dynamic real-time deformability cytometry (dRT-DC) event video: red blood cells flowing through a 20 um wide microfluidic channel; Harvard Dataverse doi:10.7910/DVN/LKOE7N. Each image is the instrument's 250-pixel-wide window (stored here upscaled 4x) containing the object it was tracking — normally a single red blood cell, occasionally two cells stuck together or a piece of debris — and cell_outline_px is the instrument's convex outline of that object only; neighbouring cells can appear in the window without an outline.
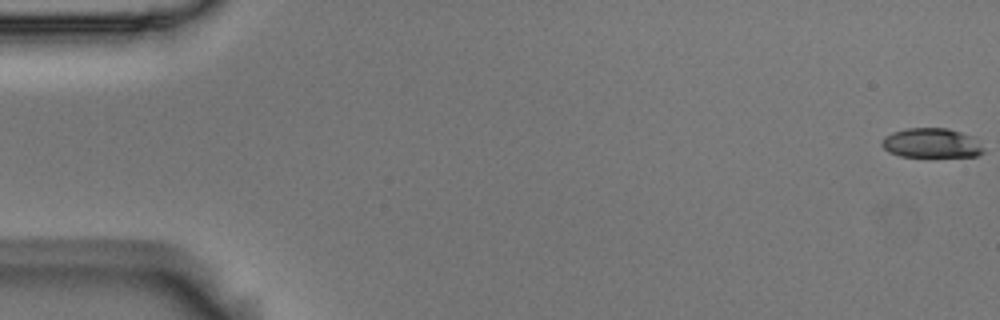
{"species": "Egyptian fruit bat (a non-hibernating species)", "species_latin": "Rousettus aegyptiacus", "temperature_condition": "room temperature", "stored_images_in_passage": 55, "camera_frame_rate_fps": 3000, "um_per_image_px": 0.085, "animal": {"sex": "male"}, "frame": {"image": 1, "passage_image": 1, "time_ms": 0.0, "image_size_px": [1000, 320], "cell_outline_px": [[984, 152], [976, 156], [900, 156], [888, 152], [880, 144], [880, 140], [884, 136], [892, 132], [904, 128], [948, 128], [972, 136], [984, 148]], "centroid_in_image_um": [79.13, 12.15], "position_along_channel_um": 5.9, "area_um2": 17.57}}
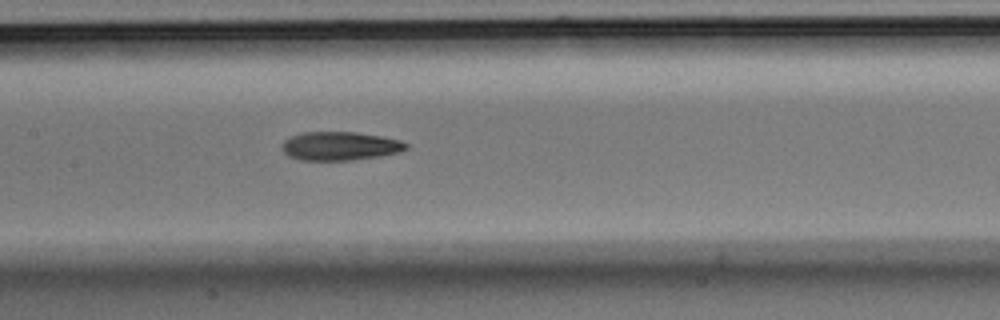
{"frame": {"image": 2, "passage_image": 27, "time_ms": 8.667, "image_size_px": [1000, 320], "cell_outline_px": [[408, 148], [400, 152], [380, 156], [352, 160], [300, 160], [288, 156], [280, 148], [280, 144], [284, 140], [292, 136], [304, 132], [356, 132], [380, 136], [400, 140], [408, 144]], "centroid_in_image_um": [28.88, 12.41], "position_along_channel_um": 178.5, "area_um2": 20.81}}
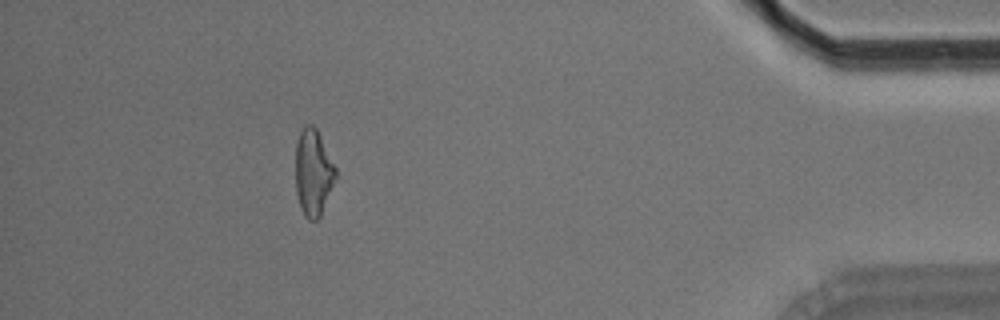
{"frame": {"image": 3, "passage_image": 50, "time_ms": 16.333, "image_size_px": [1000, 320], "cell_outline_px": [[336, 176], [320, 216], [316, 220], [308, 220], [304, 216], [300, 208], [296, 192], [296, 144], [300, 132], [304, 124], [312, 124], [316, 128], [336, 168]], "centroid_in_image_um": [26.6, 14.66], "position_along_channel_um": 408.6, "area_um2": 20.0}, "authors_computed_cell_mechanics": {"area_um2": 20.519, "velocity_mm_per_s": 3.7011, "shape_relaxation_time_tau1_ms": 6.1924, "shape_relaxation_time_tau2_ms": 5.3726, "deformation_change_tau1": 0.191, "deformation_change_tau2": 0.1627}}